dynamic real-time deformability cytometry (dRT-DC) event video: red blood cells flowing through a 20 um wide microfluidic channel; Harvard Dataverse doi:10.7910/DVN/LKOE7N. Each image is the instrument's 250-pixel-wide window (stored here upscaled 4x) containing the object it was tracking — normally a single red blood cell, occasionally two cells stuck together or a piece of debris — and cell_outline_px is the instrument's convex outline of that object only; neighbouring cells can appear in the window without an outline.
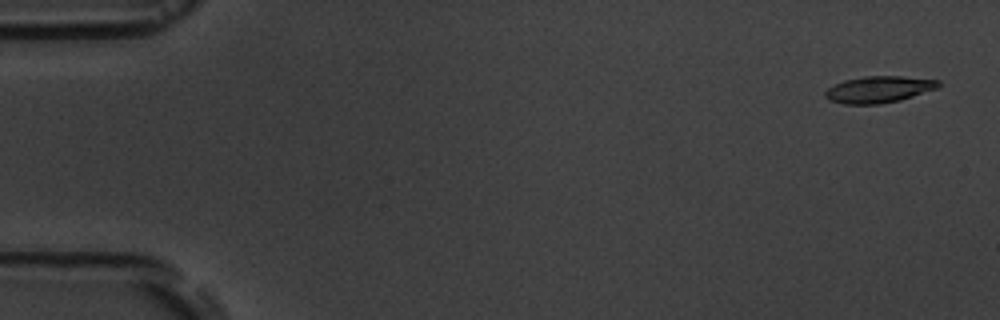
{"species": "common noctule bat (a hibernating species)", "species_latin": "Nyctalus noctula", "temperature_condition": "room temperature", "stored_images_in_passage": 5, "camera_frame_rate_fps": 3000, "um_per_image_px": 0.085, "animal": {"sex": "male", "body_mass_g": 19.5, "forearm_length_mm": 54.6}, "frame": {"image": 1, "passage_image": 1, "time_ms": 0.0, "image_size_px": [1000, 320], "cell_outline_px": [[940, 84], [936, 88], [900, 100], [880, 104], [844, 104], [828, 100], [824, 96], [824, 92], [828, 88], [844, 80], [864, 76], [900, 76], [940, 80]], "centroid_in_image_um": [74.65, 7.6], "position_along_channel_um": 10.3, "area_um2": 17.46}}
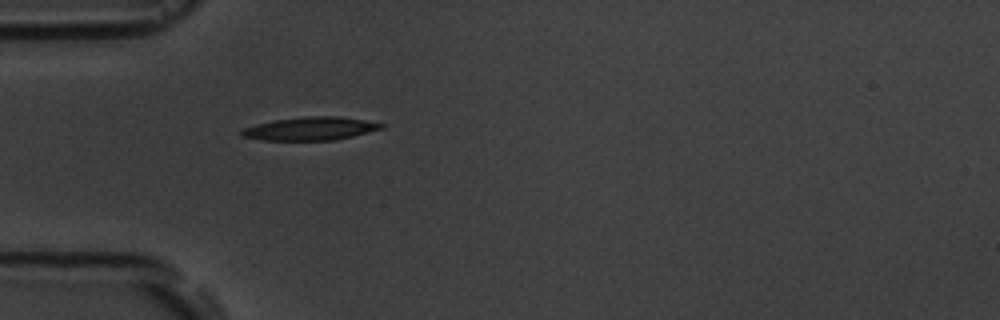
{"frame": {"image": 2, "passage_image": 5, "time_ms": 5.0, "image_size_px": [1000, 320], "cell_outline_px": [[384, 128], [336, 140], [264, 140], [240, 136], [240, 132], [244, 128], [256, 124], [272, 120], [304, 116], [336, 116], [364, 120], [384, 124]], "centroid_in_image_um": [26.36, 10.93], "position_along_channel_um": 58.6, "area_um2": 18.84}}